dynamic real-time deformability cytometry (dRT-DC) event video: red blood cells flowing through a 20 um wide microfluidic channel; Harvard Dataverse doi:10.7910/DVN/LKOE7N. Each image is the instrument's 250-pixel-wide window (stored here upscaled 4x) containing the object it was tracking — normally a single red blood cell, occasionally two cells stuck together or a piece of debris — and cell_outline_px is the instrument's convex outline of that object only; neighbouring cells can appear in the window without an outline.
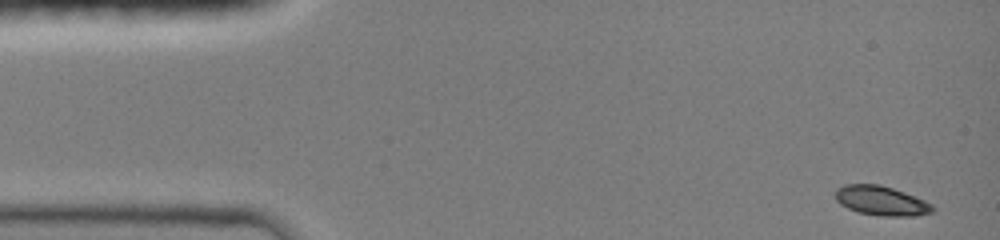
{"species": "common noctule bat (a hibernating species)", "species_latin": "Nyctalus noctula", "temperature_condition": "room temperature", "stored_images_in_passage": 21, "camera_frame_rate_fps": 3000, "um_per_image_px": 0.085, "animal": {"sex": "female", "body_mass_g": 19.0, "forearm_length_mm": 51.5}, "frame": {"image": 1, "passage_image": 1, "time_ms": 0.0, "image_size_px": [1000, 240], "cell_outline_px": [[936, 208], [932, 212], [916, 216], [880, 216], [856, 212], [840, 204], [836, 200], [836, 188], [844, 184], [876, 184], [892, 188], [904, 192], [924, 200], [932, 204]], "centroid_in_image_um": [74.9, 17.07], "position_along_channel_um": 10.1, "area_um2": 16.76}}
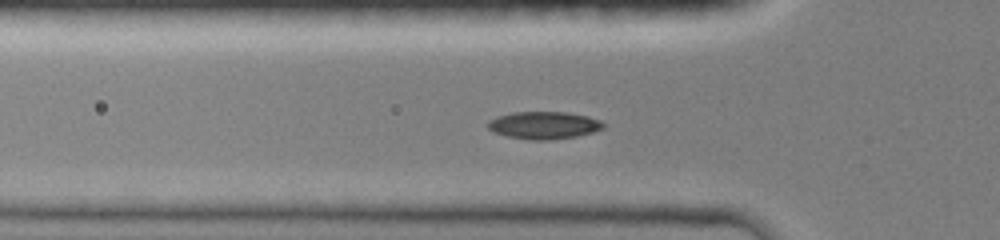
{"frame": {"image": 2, "passage_image": 14, "time_ms": 4.333, "image_size_px": [1000, 240], "cell_outline_px": [[604, 128], [592, 132], [576, 136], [548, 140], [532, 140], [508, 136], [492, 132], [488, 128], [488, 120], [496, 116], [512, 112], [564, 112], [588, 116], [600, 120], [604, 124]], "centroid_in_image_um": [46.2, 10.64], "position_along_channel_um": 79.6, "area_um2": 18.44}}
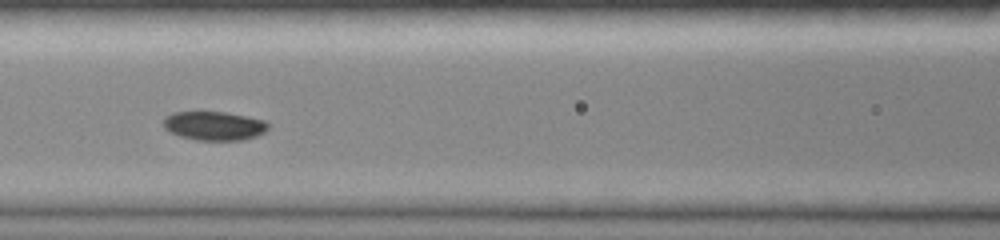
{"frame": {"image": 3, "passage_image": 18, "time_ms": 6.0, "image_size_px": [1000, 240], "cell_outline_px": [[268, 128], [264, 132], [256, 136], [240, 140], [196, 140], [180, 136], [164, 128], [164, 116], [172, 112], [224, 112], [264, 120], [268, 124]], "centroid_in_image_um": [18.18, 10.69], "position_along_channel_um": 148.4, "area_um2": 17.46}}